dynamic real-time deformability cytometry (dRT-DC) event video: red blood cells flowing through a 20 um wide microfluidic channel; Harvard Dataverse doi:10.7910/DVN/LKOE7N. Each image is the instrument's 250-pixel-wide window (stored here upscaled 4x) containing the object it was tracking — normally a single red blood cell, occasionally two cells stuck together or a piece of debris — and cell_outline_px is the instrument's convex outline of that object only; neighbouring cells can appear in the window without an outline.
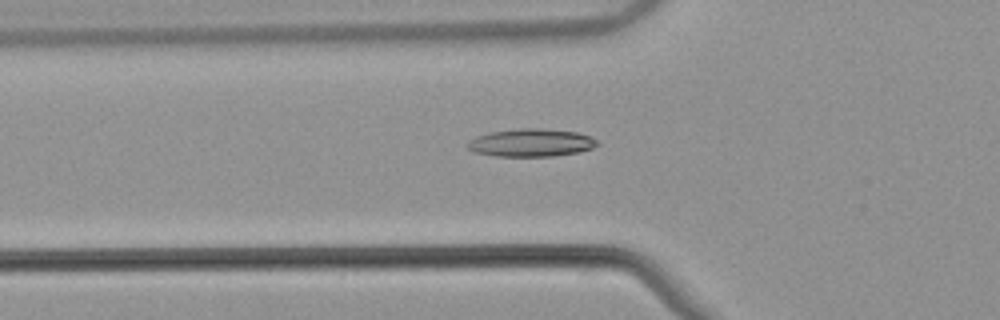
{"species": "common noctule bat (a hibernating species)", "species_latin": "Nyctalus noctula", "temperature_condition": "warm", "stored_images_in_passage": 54, "camera_frame_rate_fps": 3000, "um_per_image_px": 0.085, "animal": {"sex": "male", "body_mass_g": 21.5, "forearm_length_mm": 52.0}, "frame": {"image": 1, "passage_image": 20, "time_ms": 6.333, "image_size_px": [1000, 320], "cell_outline_px": [[600, 144], [592, 148], [580, 152], [552, 156], [496, 156], [472, 152], [464, 144], [468, 140], [476, 136], [492, 132], [520, 128], [540, 128], [576, 132], [588, 136], [596, 140]], "centroid_in_image_um": [45.1, 12.13], "position_along_channel_um": 80.7, "area_um2": 21.1}}
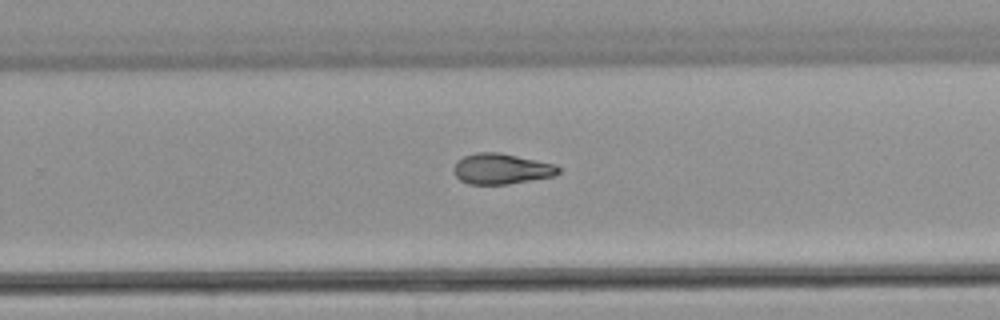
{"frame": {"image": 2, "passage_image": 36, "time_ms": 11.667, "image_size_px": [1000, 320], "cell_outline_px": [[560, 172], [556, 176], [508, 184], [468, 184], [460, 180], [456, 176], [452, 168], [456, 160], [464, 156], [476, 152], [500, 152], [556, 164], [560, 168]], "centroid_in_image_um": [42.62, 14.34], "position_along_channel_um": 287.2, "area_um2": 18.96}}
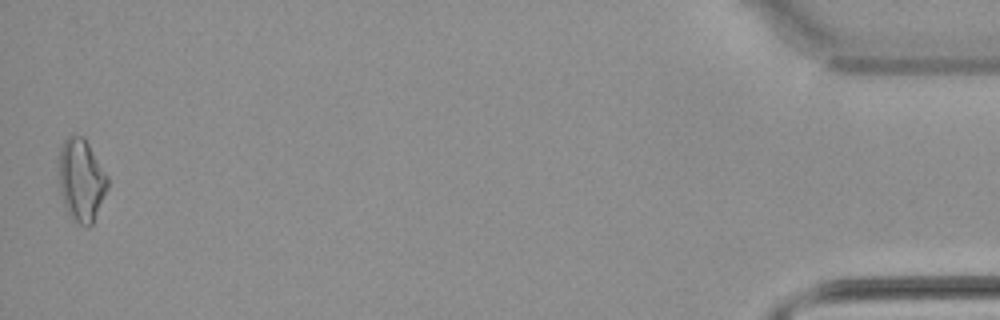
{"frame": {"image": 3, "passage_image": 54, "time_ms": 17.667, "image_size_px": [1000, 320], "cell_outline_px": [[108, 188], [92, 224], [88, 228], [72, 220], [68, 216], [64, 208], [60, 192], [56, 156], [64, 140], [68, 136], [84, 136], [108, 176]], "centroid_in_image_um": [6.86, 15.31], "position_along_channel_um": 428.3, "area_um2": 24.16}, "authors_computed_cell_mechanics": {"area_um2": 19.7098, "velocity_mm_per_s": 3.8643, "shape_relaxation_time_tau1_ms": null, "shape_relaxation_time_tau2_ms": 4.6227, "deformation_change_tau1": null, "deformation_change_tau2": 0.1286}}